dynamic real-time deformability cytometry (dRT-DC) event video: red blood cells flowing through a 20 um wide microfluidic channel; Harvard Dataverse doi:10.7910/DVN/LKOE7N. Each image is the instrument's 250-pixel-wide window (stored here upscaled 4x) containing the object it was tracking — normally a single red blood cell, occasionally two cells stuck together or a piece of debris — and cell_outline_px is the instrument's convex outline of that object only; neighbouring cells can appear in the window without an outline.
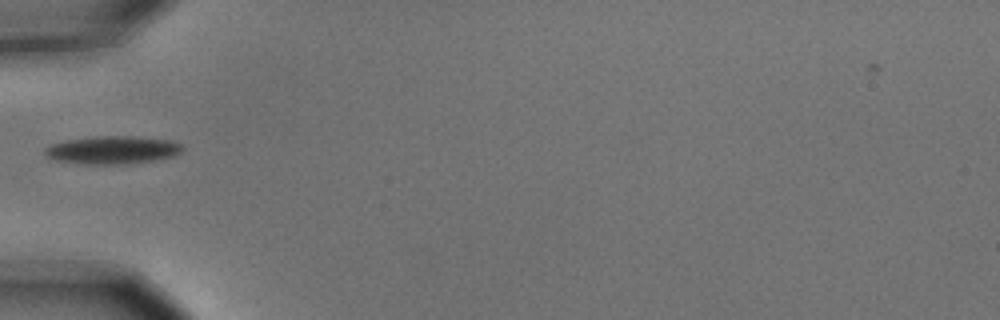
{"species": "common noctule bat (a hibernating species)", "species_latin": "Nyctalus noctula", "temperature_condition": "cold", "stored_images_in_passage": 1, "camera_frame_rate_fps": 3000, "um_per_image_px": 0.085, "animal": {"sex": "male", "body_mass_g": 15.6}, "frame": {"image": 1, "passage_image": 1, "time_ms": 0.0, "image_size_px": [1000, 320], "cell_outline_px": [[184, 148], [180, 152], [172, 156], [152, 160], [128, 164], [80, 164], [56, 160], [48, 156], [44, 152], [44, 148], [52, 144], [68, 140], [96, 136], [136, 136], [168, 140], [180, 144]], "centroid_in_image_um": [9.54, 12.75], "position_along_channel_um": 75.5, "area_um2": 22.2}}